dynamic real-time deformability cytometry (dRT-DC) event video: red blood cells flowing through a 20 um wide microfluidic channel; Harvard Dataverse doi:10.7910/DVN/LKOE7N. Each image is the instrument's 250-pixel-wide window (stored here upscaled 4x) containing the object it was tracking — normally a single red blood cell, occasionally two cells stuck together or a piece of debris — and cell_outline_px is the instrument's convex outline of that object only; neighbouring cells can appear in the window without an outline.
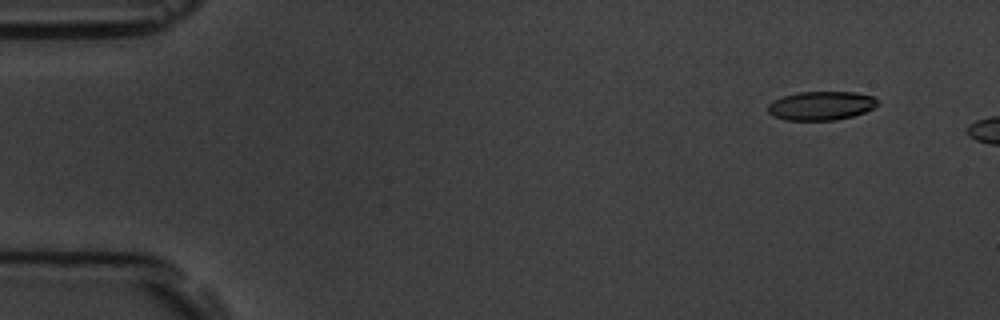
{"species": "common noctule bat (a hibernating species)", "species_latin": "Nyctalus noctula", "temperature_condition": "room temperature", "stored_images_in_passage": 3, "camera_frame_rate_fps": 3000, "um_per_image_px": 0.085, "animal": {"sex": "male", "body_mass_g": 19.5, "forearm_length_mm": 54.6}, "frame": {"image": 1, "passage_image": 1, "time_ms": 0.0, "image_size_px": [1000, 320], "cell_outline_px": [[880, 104], [864, 112], [852, 116], [836, 120], [784, 120], [772, 116], [768, 112], [768, 104], [772, 100], [796, 92], [856, 92], [872, 96]], "centroid_in_image_um": [69.76, 8.98], "position_along_channel_um": 15.2, "area_um2": 18.5}}